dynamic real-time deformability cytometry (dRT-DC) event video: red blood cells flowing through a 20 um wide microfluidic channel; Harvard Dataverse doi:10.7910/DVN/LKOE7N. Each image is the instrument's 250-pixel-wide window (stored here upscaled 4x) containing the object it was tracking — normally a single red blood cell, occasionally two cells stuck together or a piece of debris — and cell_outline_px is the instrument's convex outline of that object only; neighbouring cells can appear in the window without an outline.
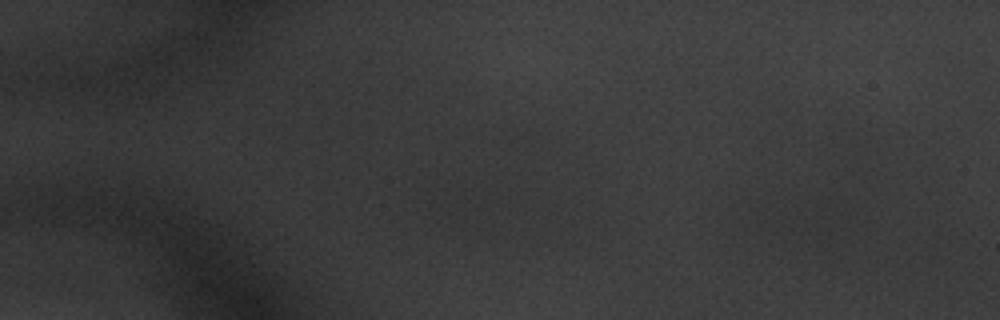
{"species": "common noctule bat (a hibernating species)", "species_latin": "Nyctalus noctula", "temperature_condition": "warm", "stored_images_in_passage": 4, "camera_frame_rate_fps": 3000, "um_per_image_px": 0.085, "animal": {"sex": "male", "body_mass_g": 20.1, "forearm_length_mm": 53.5}, "frame": {"image": 1, "passage_image": 1, "time_ms": 0.0, "image_size_px": [1000, 320], "cell_outline_px": [[868, 220], [864, 228], [828, 236], [800, 236], [804, 208], [828, 188], [848, 196], [864, 212]], "centroid_in_image_um": [70.72, 18.31], "position_along_channel_um": 14.3, "area_um2": 16.24}}